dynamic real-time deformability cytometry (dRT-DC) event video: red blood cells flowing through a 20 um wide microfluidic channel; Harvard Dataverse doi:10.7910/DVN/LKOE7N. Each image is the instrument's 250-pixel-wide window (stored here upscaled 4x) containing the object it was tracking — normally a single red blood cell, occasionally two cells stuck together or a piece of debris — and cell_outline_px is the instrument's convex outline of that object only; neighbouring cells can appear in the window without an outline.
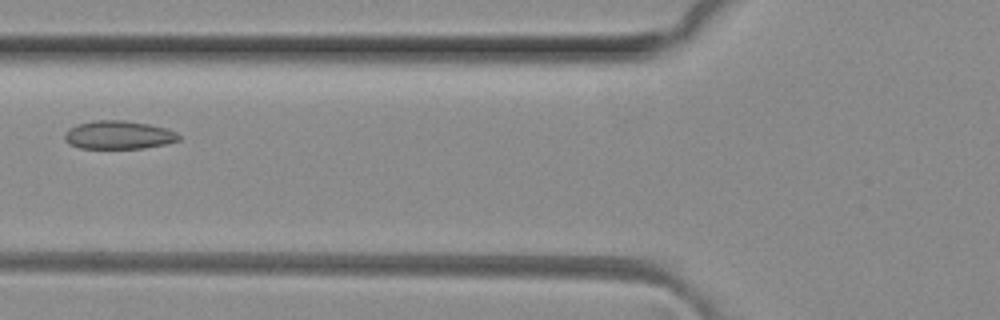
{"species": "common noctule bat (a hibernating species)", "species_latin": "Nyctalus noctula", "temperature_condition": "room temperature", "stored_images_in_passage": 6, "camera_frame_rate_fps": 3000, "um_per_image_px": 0.085, "animal": {"sex": "female", "body_mass_g": 29.2, "forearm_length_mm": 56.3}, "frame": {"image": 1, "passage_image": 5, "time_ms": 1.333, "image_size_px": [1000, 320], "cell_outline_px": [[180, 140], [164, 144], [144, 148], [80, 148], [68, 144], [64, 140], [64, 132], [68, 128], [76, 124], [92, 120], [124, 120], [148, 124], [168, 128], [176, 132], [180, 136]], "centroid_in_image_um": [10.04, 11.46], "position_along_channel_um": 115.8, "area_um2": 19.07}}
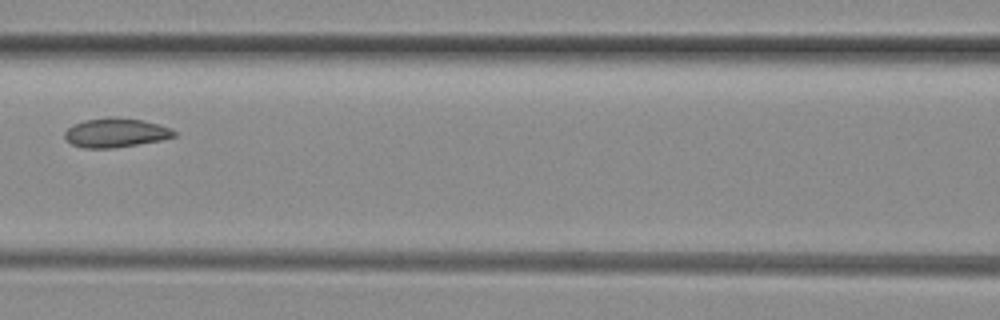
{"frame": {"image": 2, "passage_image": 6, "time_ms": 1.667, "image_size_px": [1000, 320], "cell_outline_px": [[176, 136], [160, 140], [112, 148], [84, 148], [72, 144], [64, 136], [64, 132], [72, 124], [84, 120], [112, 116], [116, 116], [144, 120], [172, 128], [176, 132]], "centroid_in_image_um": [9.83, 11.26], "position_along_channel_um": 156.8, "area_um2": 18.67}}